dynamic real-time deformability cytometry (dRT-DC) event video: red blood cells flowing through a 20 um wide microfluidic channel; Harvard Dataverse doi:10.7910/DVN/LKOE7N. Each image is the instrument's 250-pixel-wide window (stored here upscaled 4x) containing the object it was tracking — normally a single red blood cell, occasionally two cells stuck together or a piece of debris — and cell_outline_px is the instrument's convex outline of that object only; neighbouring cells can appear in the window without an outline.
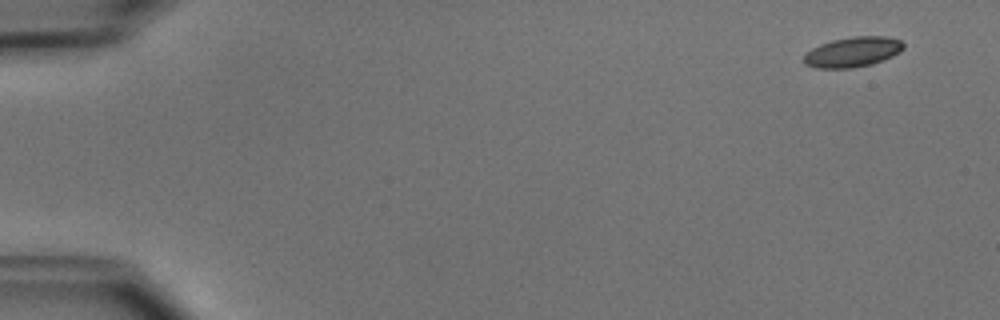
{"species": "common noctule bat (a hibernating species)", "species_latin": "Nyctalus noctula", "temperature_condition": "cold", "stored_images_in_passage": 50, "camera_frame_rate_fps": 3000, "um_per_image_px": 0.085, "animal": {"sex": "male", "body_mass_g": 15.6}, "frame": {"image": 1, "passage_image": 1, "time_ms": 0.0, "image_size_px": [1000, 320], "cell_outline_px": [[904, 48], [900, 52], [892, 56], [872, 64], [852, 68], [816, 68], [804, 64], [804, 56], [812, 48], [820, 44], [832, 40], [852, 36], [888, 36], [900, 40], [904, 44]], "centroid_in_image_um": [72.49, 4.41], "position_along_channel_um": 12.5, "area_um2": 17.51}}
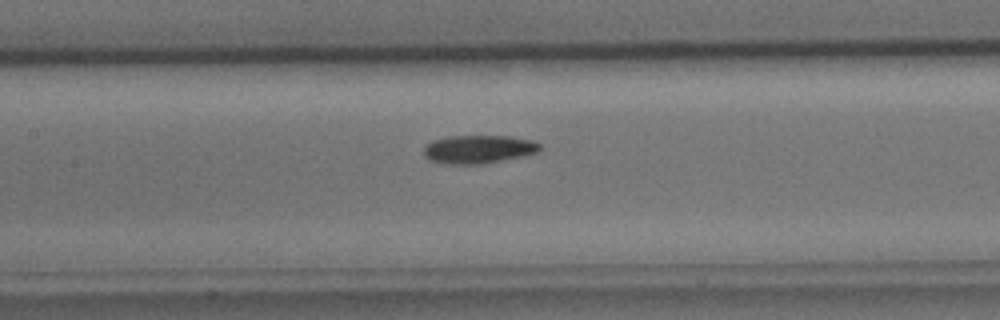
{"frame": {"image": 2, "passage_image": 23, "time_ms": 7.333, "image_size_px": [1000, 320], "cell_outline_px": [[540, 148], [536, 152], [520, 156], [484, 164], [444, 164], [428, 160], [424, 156], [424, 148], [432, 140], [448, 136], [508, 136], [532, 140], [540, 144]], "centroid_in_image_um": [40.61, 12.69], "position_along_channel_um": 166.8, "area_um2": 19.07}}
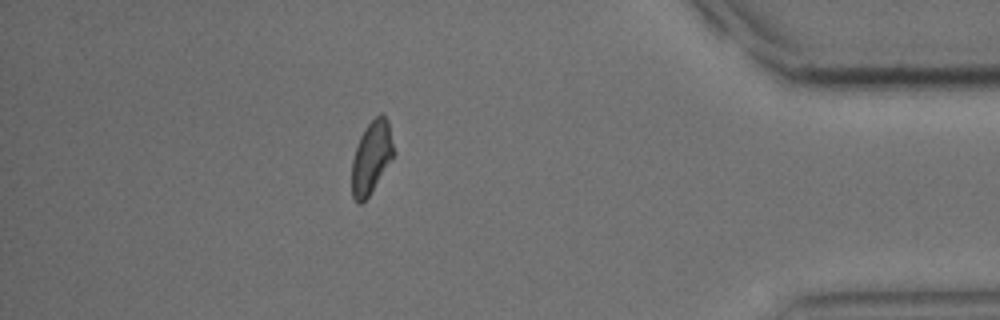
{"frame": {"image": 3, "passage_image": 44, "time_ms": 14.333, "image_size_px": [1000, 320], "cell_outline_px": [[396, 152], [368, 196], [360, 204], [356, 204], [352, 196], [352, 160], [360, 136], [368, 124], [380, 112], [388, 120]], "centroid_in_image_um": [31.58, 13.36], "position_along_channel_um": 403.6, "area_um2": 17.57}, "authors_computed_cell_mechanics": {"area_um2": 18.3804, "velocity_mm_per_s": 3.9074, "shape_relaxation_time_tau1_ms": 5.5718, "shape_relaxation_time_tau2_ms": 3.164, "deformation_change_tau1": 0.1393, "deformation_change_tau2": 0.0982}}